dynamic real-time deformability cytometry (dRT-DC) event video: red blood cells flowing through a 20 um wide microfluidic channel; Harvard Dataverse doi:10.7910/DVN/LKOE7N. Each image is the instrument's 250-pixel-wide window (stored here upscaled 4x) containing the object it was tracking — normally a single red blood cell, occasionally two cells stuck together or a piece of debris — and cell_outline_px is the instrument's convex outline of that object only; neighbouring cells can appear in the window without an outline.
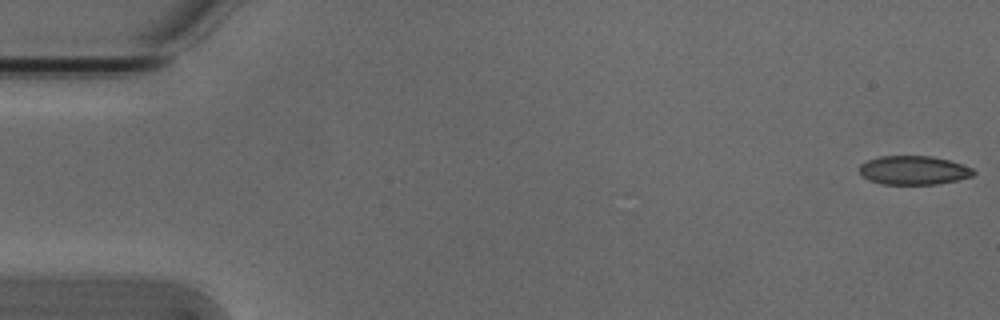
{"species": "Egyptian fruit bat (a non-hibernating species)", "species_latin": "Rousettus aegyptiacus", "temperature_condition": "cold", "stored_images_in_passage": 53, "camera_frame_rate_fps": 3000, "um_per_image_px": 0.085, "animal": {"sex": "male"}, "frame": {"image": 1, "passage_image": 1, "time_ms": 0.0, "image_size_px": [1000, 320], "cell_outline_px": [[976, 172], [972, 176], [960, 180], [940, 184], [880, 184], [868, 180], [860, 172], [860, 164], [868, 160], [880, 156], [932, 156], [948, 160], [972, 168]], "centroid_in_image_um": [77.67, 14.48], "position_along_channel_um": 7.3, "area_um2": 19.19}}
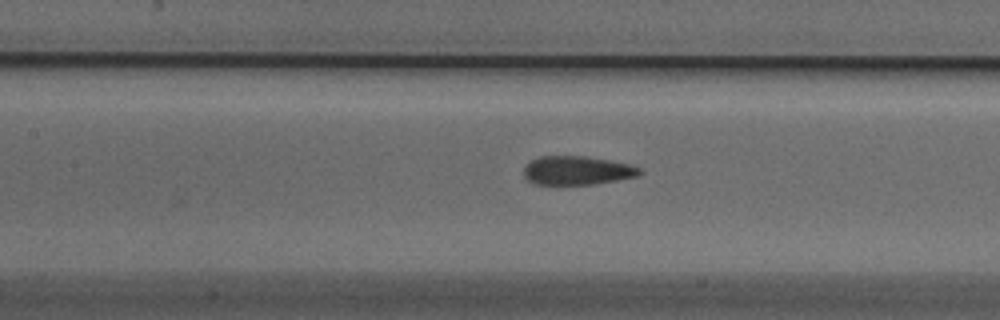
{"frame": {"image": 2, "passage_image": 24, "time_ms": 7.667, "image_size_px": [1000, 320], "cell_outline_px": [[644, 172], [636, 176], [616, 180], [592, 184], [532, 184], [524, 176], [524, 168], [532, 160], [540, 156], [584, 156], [632, 164], [640, 168]], "centroid_in_image_um": [49.06, 14.49], "position_along_channel_um": 158.3, "area_um2": 19.31}}
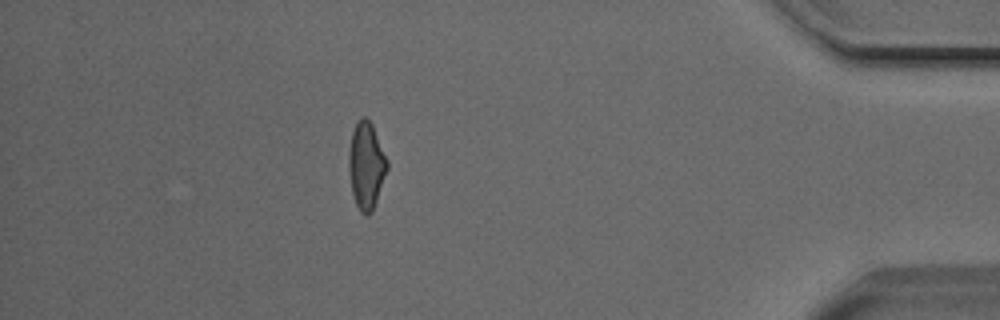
{"frame": {"image": 3, "passage_image": 47, "time_ms": 15.333, "image_size_px": [1000, 320], "cell_outline_px": [[388, 168], [372, 212], [368, 216], [364, 216], [360, 212], [356, 204], [352, 192], [348, 168], [348, 152], [352, 132], [360, 116], [364, 116], [372, 124], [388, 160]], "centroid_in_image_um": [31.12, 14.08], "position_along_channel_um": 404.1, "area_um2": 19.54}, "authors_computed_cell_mechanics": {"area_um2": 19.9988, "velocity_mm_per_s": 3.8399, "shape_relaxation_time_tau1_ms": 7.512, "shape_relaxation_time_tau2_ms": 1.5777, "deformation_change_tau1": 0.1637, "deformation_change_tau2": 0.069}}